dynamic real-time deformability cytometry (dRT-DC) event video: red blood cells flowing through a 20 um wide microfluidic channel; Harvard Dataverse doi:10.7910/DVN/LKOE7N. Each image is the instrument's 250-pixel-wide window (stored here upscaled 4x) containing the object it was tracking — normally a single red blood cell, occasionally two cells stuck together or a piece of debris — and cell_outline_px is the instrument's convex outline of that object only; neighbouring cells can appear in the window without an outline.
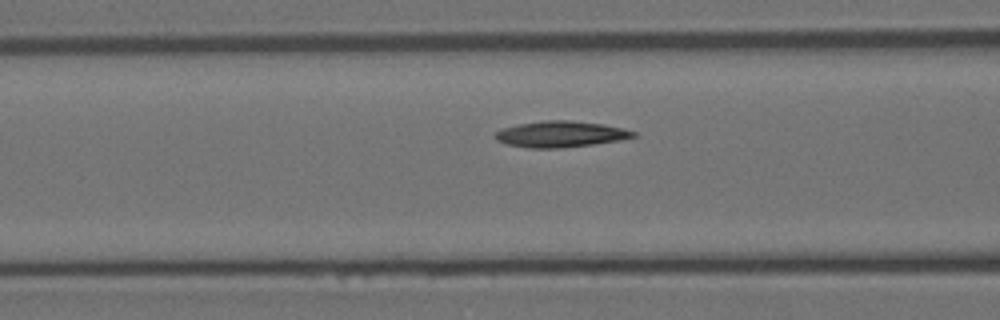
{"species": "Egyptian fruit bat (a non-hibernating species)", "species_latin": "Rousettus aegyptiacus", "temperature_condition": "room temperature", "stored_images_in_passage": 30, "camera_frame_rate_fps": 3000, "um_per_image_px": 0.085, "animal": {"sex": "female"}, "frame": {"image": 1, "passage_image": 8, "time_ms": 2.333, "image_size_px": [1000, 320], "cell_outline_px": [[640, 136], [620, 140], [592, 144], [560, 148], [528, 148], [508, 144], [496, 140], [492, 136], [496, 132], [504, 128], [520, 124], [544, 120], [572, 120], [604, 124], [624, 128], [636, 132]], "centroid_in_image_um": [47.69, 11.4], "position_along_channel_um": 118.9, "area_um2": 21.1}}
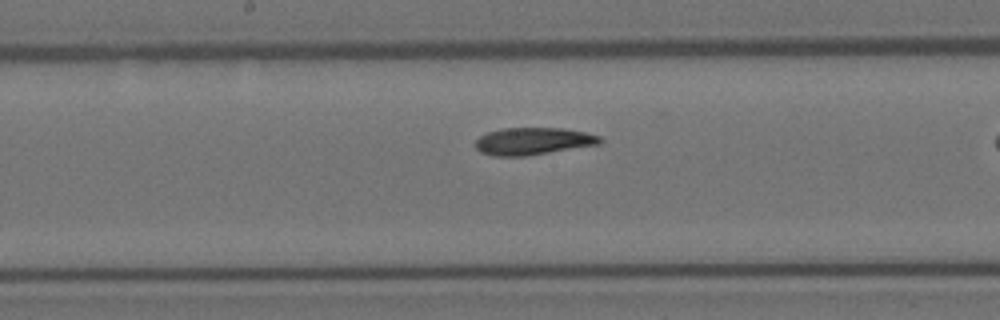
{"frame": {"image": 2, "passage_image": 15, "time_ms": 4.667, "image_size_px": [1000, 320], "cell_outline_px": [[604, 140], [600, 144], [524, 156], [492, 156], [480, 152], [476, 148], [476, 140], [480, 136], [488, 132], [504, 128], [564, 128], [584, 132], [600, 136]], "centroid_in_image_um": [45.31, 12.0], "position_along_channel_um": 202.9, "area_um2": 19.71}}
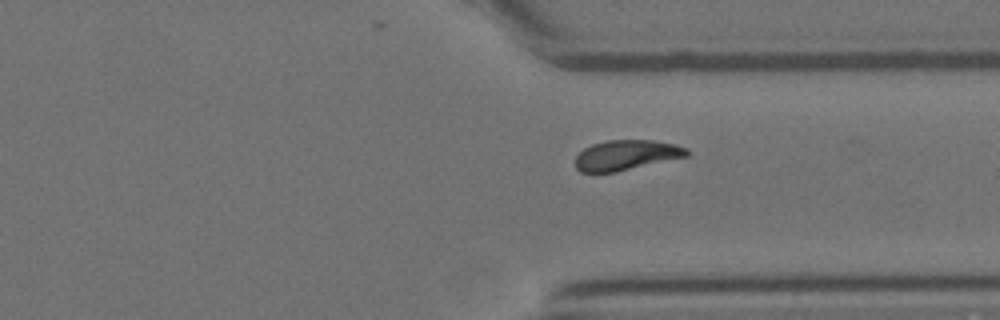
{"frame": {"image": 3, "passage_image": 28, "time_ms": 9.0, "image_size_px": [1000, 320], "cell_outline_px": [[688, 156], [616, 172], [580, 172], [576, 168], [576, 156], [584, 148], [592, 144], [608, 140], [652, 140], [676, 144], [688, 148]], "centroid_in_image_um": [53.25, 13.18], "position_along_channel_um": 358.2, "area_um2": 19.54}}